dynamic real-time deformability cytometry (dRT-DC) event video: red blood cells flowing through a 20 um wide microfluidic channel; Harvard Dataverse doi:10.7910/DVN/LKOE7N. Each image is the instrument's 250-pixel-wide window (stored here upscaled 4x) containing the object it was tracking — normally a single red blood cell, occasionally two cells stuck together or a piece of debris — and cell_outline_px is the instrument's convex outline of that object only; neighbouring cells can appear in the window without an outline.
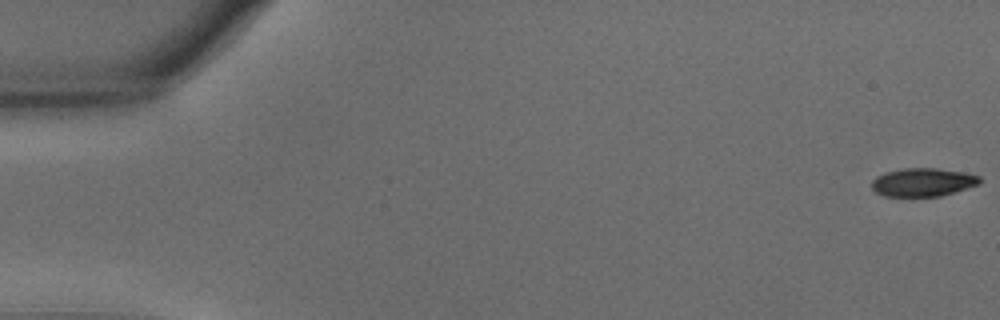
{"species": "common noctule bat (a hibernating species)", "species_latin": "Nyctalus noctula", "temperature_condition": "warm", "stored_images_in_passage": 57, "camera_frame_rate_fps": 3000, "um_per_image_px": 0.085, "animal": {"sex": "male", "body_mass_g": 15.6}, "frame": {"image": 1, "passage_image": 1, "time_ms": 0.0, "image_size_px": [1000, 320], "cell_outline_px": [[980, 184], [968, 188], [940, 196], [884, 196], [876, 192], [872, 188], [872, 180], [876, 176], [884, 172], [904, 168], [936, 168], [964, 172], [980, 176]], "centroid_in_image_um": [78.44, 15.48], "position_along_channel_um": 6.6, "area_um2": 17.86}}
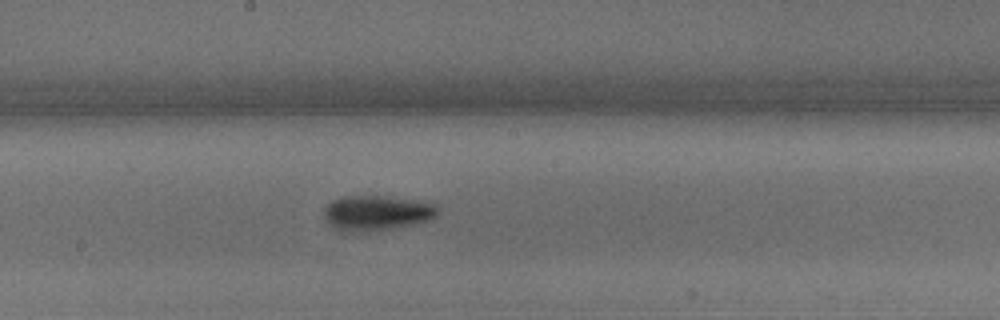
{"frame": {"image": 2, "passage_image": 31, "time_ms": 10.0, "image_size_px": [1000, 320], "cell_outline_px": [[440, 212], [436, 216], [428, 220], [376, 232], [344, 232], [332, 228], [328, 224], [324, 216], [324, 208], [332, 200], [344, 196], [388, 196], [412, 200], [432, 204], [440, 208]], "centroid_in_image_um": [31.97, 18.12], "position_along_channel_um": 216.2, "area_um2": 23.47}}
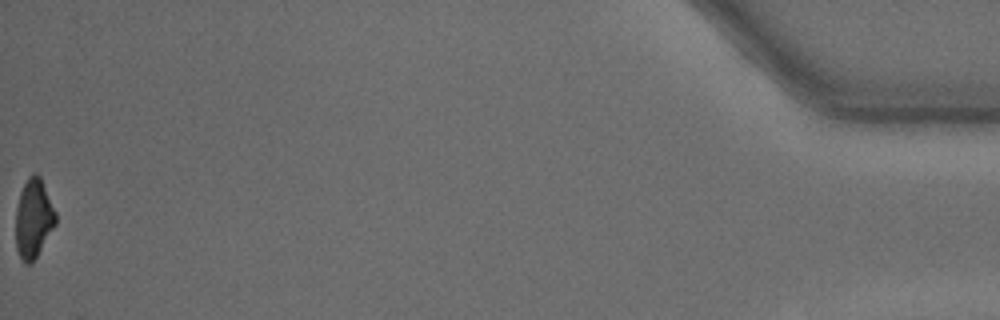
{"frame": {"image": 3, "passage_image": 57, "time_ms": 18.667, "image_size_px": [1000, 320], "cell_outline_px": [[56, 224], [36, 256], [28, 264], [24, 264], [16, 248], [16, 208], [20, 192], [28, 176], [32, 172], [36, 172], [40, 176], [56, 212]], "centroid_in_image_um": [2.85, 18.53], "position_along_channel_um": 432.4, "area_um2": 18.26}, "authors_computed_cell_mechanics": {"area_um2": 19.7676, "velocity_mm_per_s": 3.6228, "shape_relaxation_time_tau1_ms": 2.4445, "shape_relaxation_time_tau2_ms": 5.4853, "deformation_change_tau1": 0.1515, "deformation_change_tau2": 0.1176}}